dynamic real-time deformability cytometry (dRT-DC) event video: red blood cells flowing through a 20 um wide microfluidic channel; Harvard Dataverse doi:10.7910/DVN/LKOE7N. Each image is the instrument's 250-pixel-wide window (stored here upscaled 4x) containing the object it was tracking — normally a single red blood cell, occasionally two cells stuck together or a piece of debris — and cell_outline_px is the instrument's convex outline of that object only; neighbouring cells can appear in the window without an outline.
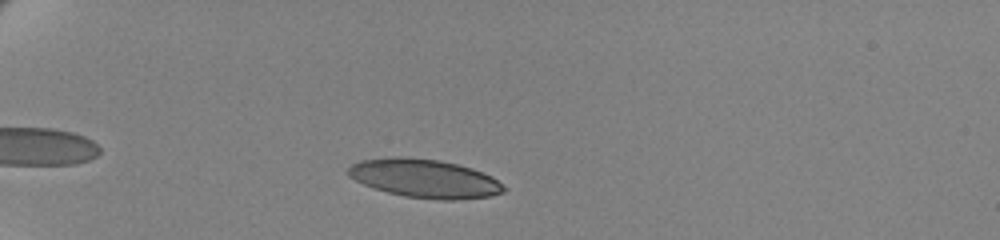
{"species": "human", "species_latin": "Homo sapiens", "temperature_condition": "cold", "stored_images_in_passage": 50, "camera_frame_rate_fps": 3000, "um_per_image_px": 0.085, "donor": {"sex": "female"}, "frame": {"image": 1, "passage_image": 8, "time_ms": 2.333, "image_size_px": [1000, 240], "cell_outline_px": [[508, 188], [504, 192], [488, 196], [452, 200], [440, 200], [404, 196], [388, 192], [364, 184], [348, 176], [348, 168], [352, 164], [360, 160], [396, 156], [400, 156], [440, 160], [472, 168], [492, 176]], "centroid_in_image_um": [36.11, 15.16], "position_along_channel_um": 48.9, "area_um2": 34.85}}
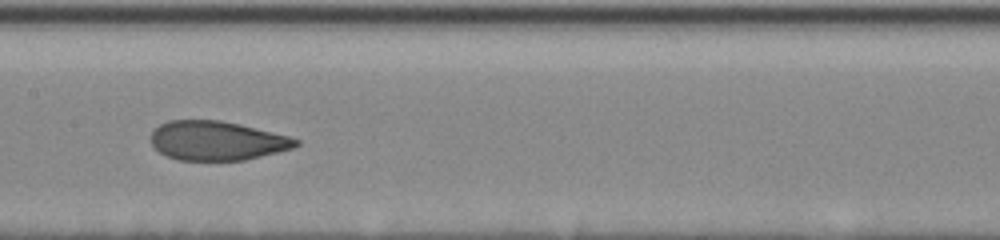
{"frame": {"image": 2, "passage_image": 24, "time_ms": 7.667, "image_size_px": [1000, 240], "cell_outline_px": [[300, 144], [292, 148], [244, 160], [176, 160], [160, 152], [152, 144], [152, 132], [160, 124], [168, 120], [220, 120], [240, 124], [288, 136], [300, 140]], "centroid_in_image_um": [18.43, 11.95], "position_along_channel_um": 189.0, "area_um2": 32.83}}
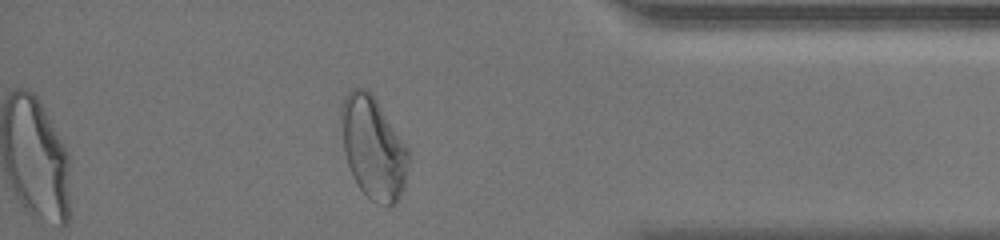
{"frame": {"image": 3, "passage_image": 44, "time_ms": 14.333, "image_size_px": [1000, 240], "cell_outline_px": [[412, 152], [400, 200], [396, 204], [376, 204], [360, 188], [352, 176], [344, 152], [340, 124], [340, 108], [344, 96], [352, 88], [364, 88], [372, 92]], "centroid_in_image_um": [31.74, 12.53], "position_along_channel_um": 403.5, "area_um2": 40.86}, "authors_computed_cell_mechanics": {"area_um2": 34.391, "velocity_mm_per_s": 3.442, "shape_relaxation_time_tau1_ms": 4.8321, "shape_relaxation_time_tau2_ms": 0.9715, "deformation_change_tau1": 0.1671, "deformation_change_tau2": 0.0629}}